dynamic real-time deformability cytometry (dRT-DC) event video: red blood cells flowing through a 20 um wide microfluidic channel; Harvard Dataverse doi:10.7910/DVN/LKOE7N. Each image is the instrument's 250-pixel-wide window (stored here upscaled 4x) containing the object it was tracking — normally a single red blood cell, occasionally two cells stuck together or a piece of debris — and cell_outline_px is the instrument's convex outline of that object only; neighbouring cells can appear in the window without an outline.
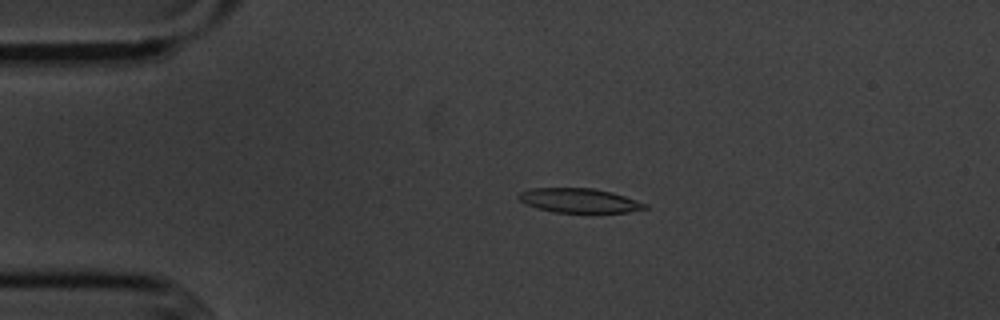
{"species": "common noctule bat (a hibernating species)", "species_latin": "Nyctalus noctula", "temperature_condition": "cold", "stored_images_in_passage": 4, "camera_frame_rate_fps": 3000, "um_per_image_px": 0.085, "animal": {"sex": "male", "body_mass_g": 20.1, "forearm_length_mm": 53.5}, "frame": {"image": 1, "passage_image": 3, "time_ms": 3.333, "image_size_px": [1000, 320], "cell_outline_px": [[648, 208], [628, 212], [556, 212], [536, 208], [524, 204], [516, 196], [520, 192], [532, 188], [592, 188], [612, 192], [648, 204]], "centroid_in_image_um": [49.21, 17.04], "position_along_channel_um": 35.8, "area_um2": 17.86}}